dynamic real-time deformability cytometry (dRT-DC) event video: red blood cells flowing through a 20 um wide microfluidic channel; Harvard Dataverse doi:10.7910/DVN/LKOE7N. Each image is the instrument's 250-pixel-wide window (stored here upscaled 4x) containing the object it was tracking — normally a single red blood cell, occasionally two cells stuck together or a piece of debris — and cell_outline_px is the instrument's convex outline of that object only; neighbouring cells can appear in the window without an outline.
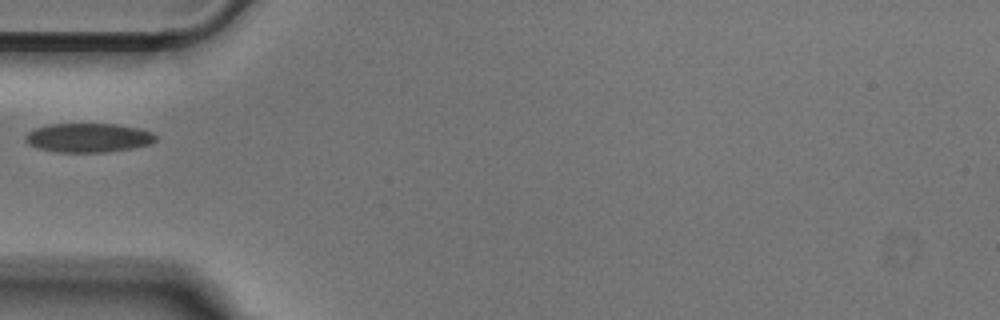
{"species": "Egyptian fruit bat (a non-hibernating species)", "species_latin": "Rousettus aegyptiacus", "temperature_condition": "cold", "stored_images_in_passage": 30, "camera_frame_rate_fps": 3000, "um_per_image_px": 0.085, "animal": {"sex": "male"}, "frame": {"image": 1, "passage_image": 1, "time_ms": 0.0, "image_size_px": [1000, 320], "cell_outline_px": [[156, 140], [152, 144], [132, 148], [104, 152], [56, 152], [36, 148], [28, 144], [24, 140], [24, 136], [28, 132], [36, 128], [48, 124], [116, 124], [136, 128], [152, 132], [156, 136]], "centroid_in_image_um": [7.47, 11.71], "position_along_channel_um": 77.5, "area_um2": 22.14}}
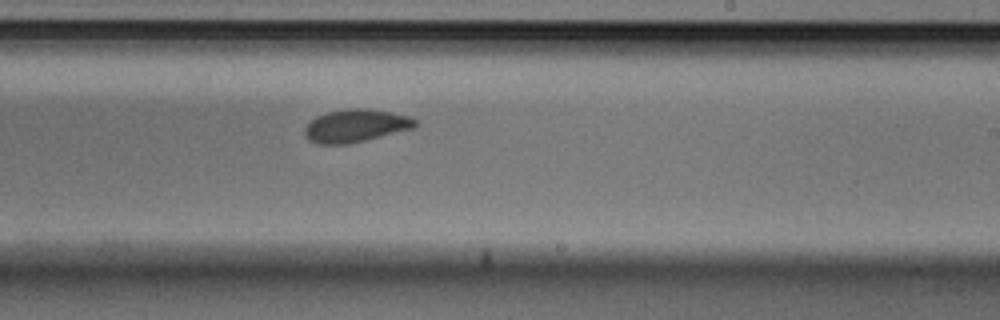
{"frame": {"image": 2, "passage_image": 15, "time_ms": 4.667, "image_size_px": [1000, 320], "cell_outline_px": [[420, 124], [416, 128], [348, 144], [316, 144], [308, 140], [304, 132], [304, 128], [316, 116], [328, 112], [348, 108], [368, 108], [392, 112], [412, 116]], "centroid_in_image_um": [30.29, 10.68], "position_along_channel_um": 258.7, "area_um2": 21.44}}
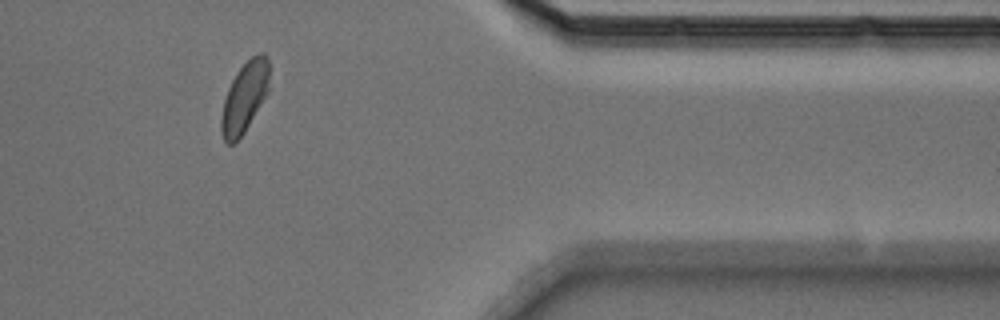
{"frame": {"image": 3, "passage_image": 27, "time_ms": 8.667, "image_size_px": [1000, 320], "cell_outline_px": [[268, 92], [244, 132], [232, 144], [228, 144], [224, 140], [220, 128], [220, 116], [224, 100], [228, 88], [236, 72], [252, 56], [260, 52], [264, 52], [268, 56]], "centroid_in_image_um": [20.77, 8.25], "position_along_channel_um": 390.6, "area_um2": 19.48}}